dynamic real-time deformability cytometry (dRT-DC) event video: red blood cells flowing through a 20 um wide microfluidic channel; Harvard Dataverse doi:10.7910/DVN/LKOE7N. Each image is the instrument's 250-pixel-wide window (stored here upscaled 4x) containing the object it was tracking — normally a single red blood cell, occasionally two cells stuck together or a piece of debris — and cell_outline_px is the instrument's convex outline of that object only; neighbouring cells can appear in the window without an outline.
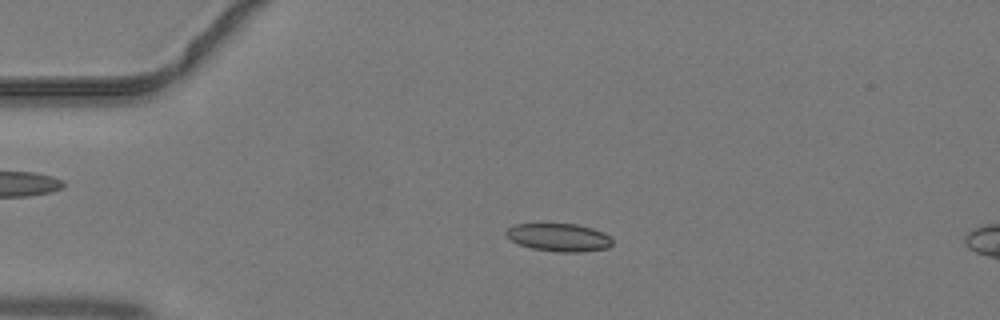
{"species": "common noctule bat (a hibernating species)", "species_latin": "Nyctalus noctula", "temperature_condition": "warm", "stored_images_in_passage": 17, "camera_frame_rate_fps": 3000, "um_per_image_px": 0.085, "animal": {"sex": "male", "body_mass_g": 19.2, "forearm_length_mm": 51.8}, "frame": {"image": 1, "passage_image": 10, "time_ms": 3.0, "image_size_px": [1000, 320], "cell_outline_px": [[612, 244], [608, 248], [580, 252], [556, 252], [532, 248], [520, 244], [512, 240], [504, 232], [508, 228], [516, 224], [576, 224], [592, 228], [604, 232], [612, 240]], "centroid_in_image_um": [47.53, 20.18], "position_along_channel_um": 37.5, "area_um2": 17.17}}
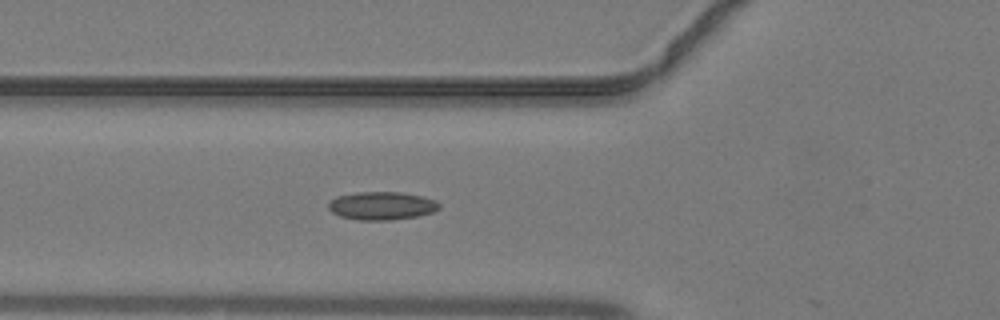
{"frame": {"image": 2, "passage_image": 16, "time_ms": 5.0, "image_size_px": [1000, 320], "cell_outline_px": [[440, 208], [432, 212], [416, 216], [388, 220], [356, 220], [340, 216], [332, 212], [328, 208], [328, 204], [336, 196], [356, 192], [404, 192], [424, 196], [436, 200], [440, 204]], "centroid_in_image_um": [32.46, 17.48], "position_along_channel_um": 93.3, "area_um2": 18.26}}